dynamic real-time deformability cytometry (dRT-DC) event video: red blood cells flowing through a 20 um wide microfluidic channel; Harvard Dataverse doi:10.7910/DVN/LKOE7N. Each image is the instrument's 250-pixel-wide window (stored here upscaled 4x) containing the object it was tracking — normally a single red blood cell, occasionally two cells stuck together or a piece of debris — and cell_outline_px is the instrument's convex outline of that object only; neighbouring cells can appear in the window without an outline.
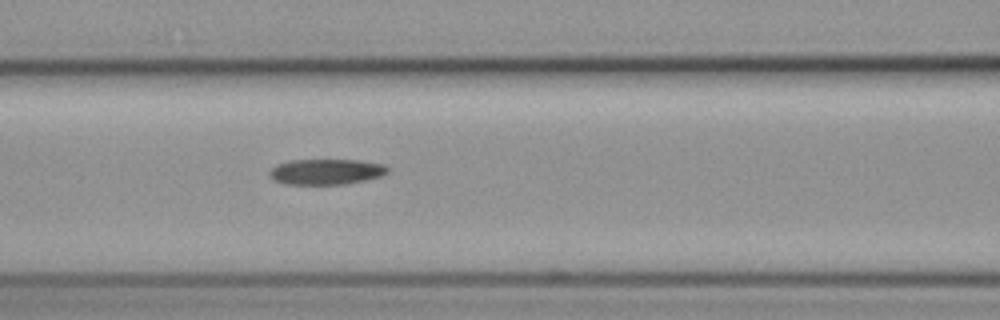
{"species": "common noctule bat (a hibernating species)", "species_latin": "Nyctalus noctula", "temperature_condition": "cold", "stored_images_in_passage": 8, "camera_frame_rate_fps": 3000, "um_per_image_px": 0.085, "animal": {"sex": "female", "body_mass_g": 19.3, "forearm_length_mm": 54.1}, "frame": {"image": 1, "passage_image": 7, "time_ms": 8.0, "image_size_px": [1000, 320], "cell_outline_px": [[388, 172], [380, 176], [364, 180], [344, 184], [284, 184], [268, 176], [268, 172], [276, 164], [288, 160], [360, 160], [384, 164], [388, 168]], "centroid_in_image_um": [27.69, 14.59], "position_along_channel_um": 138.9, "area_um2": 17.63}}